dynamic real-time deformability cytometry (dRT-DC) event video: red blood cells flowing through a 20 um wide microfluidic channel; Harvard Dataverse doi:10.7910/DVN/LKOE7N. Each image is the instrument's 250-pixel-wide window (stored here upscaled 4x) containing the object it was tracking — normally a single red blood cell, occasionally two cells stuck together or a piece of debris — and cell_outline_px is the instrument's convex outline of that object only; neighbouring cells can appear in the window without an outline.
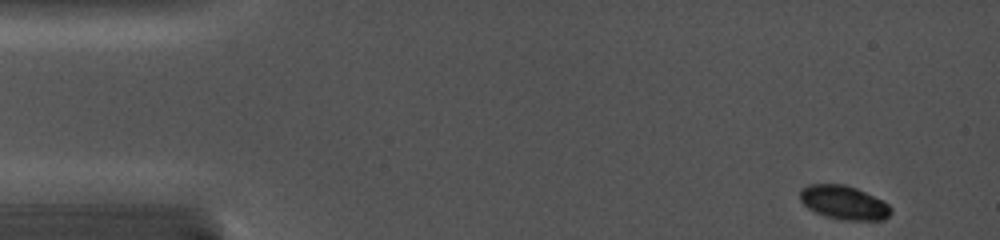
{"species": "common noctule bat (a hibernating species)", "species_latin": "Nyctalus noctula", "temperature_condition": "cold", "stored_images_in_passage": 11, "camera_frame_rate_fps": 5000, "um_per_image_px": 0.085, "animal": {"sex": "female", "body_mass_g": 19.0, "forearm_length_mm": 56.7}, "frame": {"image": 1, "passage_image": 1, "time_ms": 0.0, "image_size_px": [1000, 240], "cell_outline_px": [[892, 212], [884, 220], [840, 220], [824, 216], [808, 208], [800, 200], [800, 188], [808, 184], [844, 184], [856, 188], [884, 200], [892, 208]], "centroid_in_image_um": [71.74, 17.22], "position_along_channel_um": 13.3, "area_um2": 18.15}}
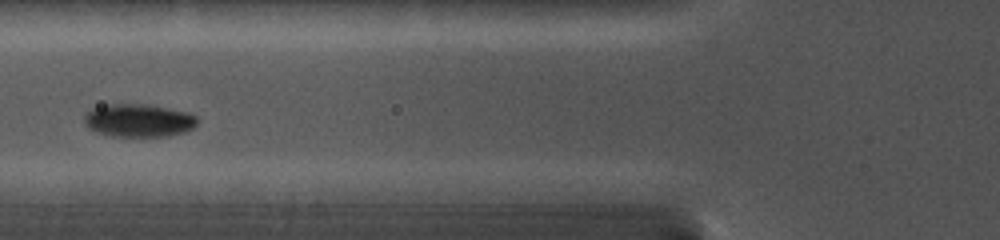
{"frame": {"image": 2, "passage_image": 6, "time_ms": 5.4, "image_size_px": [1000, 240], "cell_outline_px": [[196, 124], [192, 128], [184, 132], [168, 136], [112, 136], [96, 132], [88, 128], [84, 124], [84, 116], [92, 108], [104, 104], [148, 104], [188, 112], [196, 116]], "centroid_in_image_um": [11.75, 10.23], "position_along_channel_um": 114.0, "area_um2": 21.79}}
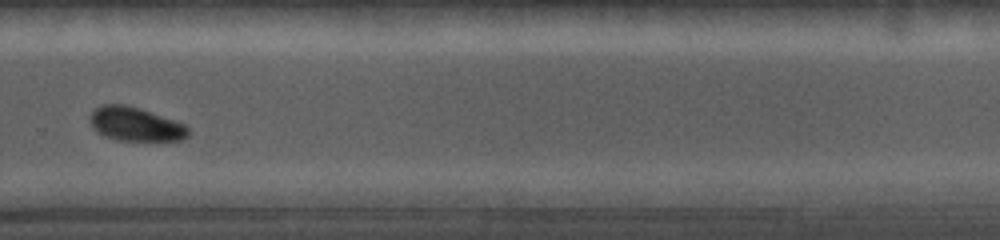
{"frame": {"image": 3, "passage_image": 11, "time_ms": 10.6, "image_size_px": [1000, 240], "cell_outline_px": [[188, 136], [180, 140], [116, 140], [104, 136], [96, 132], [88, 116], [100, 104], [124, 104], [140, 108], [176, 120], [184, 124], [188, 128]], "centroid_in_image_um": [11.49, 10.54], "position_along_channel_um": 318.3, "area_um2": 19.42}}